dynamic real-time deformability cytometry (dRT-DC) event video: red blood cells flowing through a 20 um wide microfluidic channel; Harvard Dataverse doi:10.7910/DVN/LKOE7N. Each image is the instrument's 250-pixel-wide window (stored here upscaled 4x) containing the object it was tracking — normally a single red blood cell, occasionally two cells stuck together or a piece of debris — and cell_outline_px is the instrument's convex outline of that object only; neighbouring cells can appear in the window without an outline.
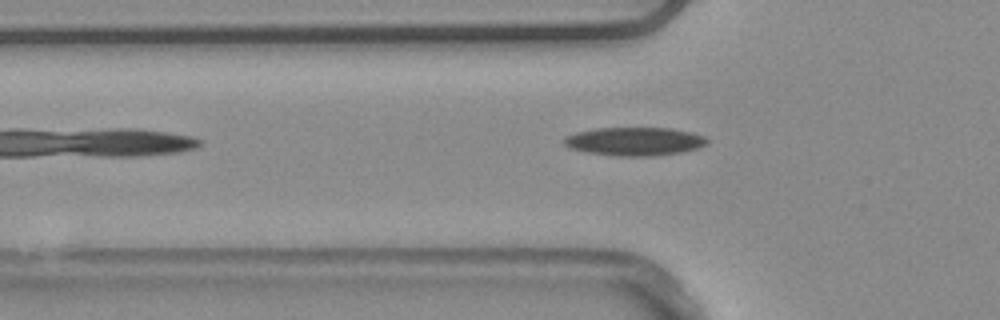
{"species": "common noctule bat (a hibernating species)", "species_latin": "Nyctalus noctula", "temperature_condition": "warm", "stored_images_in_passage": 2, "camera_frame_rate_fps": 3000, "um_per_image_px": 0.085, "animal": {"sex": "male", "body_mass_g": 20.4}, "frame": {"image": 1, "passage_image": 2, "time_ms": 0.333, "image_size_px": [1000, 320], "cell_outline_px": [[708, 144], [684, 152], [656, 156], [612, 156], [584, 152], [568, 148], [564, 144], [564, 140], [568, 136], [576, 132], [596, 128], [672, 128], [692, 132], [704, 136], [708, 140]], "centroid_in_image_um": [53.95, 12.03], "position_along_channel_um": 71.9, "area_um2": 23.93}}